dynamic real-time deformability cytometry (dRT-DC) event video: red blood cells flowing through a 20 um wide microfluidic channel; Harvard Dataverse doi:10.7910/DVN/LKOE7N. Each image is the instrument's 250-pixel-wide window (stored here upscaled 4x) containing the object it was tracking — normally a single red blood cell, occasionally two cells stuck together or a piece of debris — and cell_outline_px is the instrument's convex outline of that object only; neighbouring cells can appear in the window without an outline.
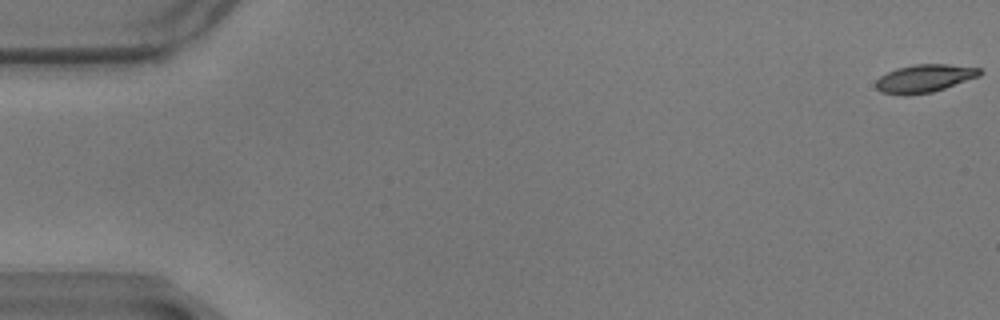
{"species": "common noctule bat (a hibernating species)", "species_latin": "Nyctalus noctula", "temperature_condition": "warm", "stored_images_in_passage": 19, "camera_frame_rate_fps": 3000, "um_per_image_px": 0.085, "animal": {"sex": "male", "body_mass_g": 17.9}, "frame": {"image": 1, "passage_image": 1, "time_ms": 0.0, "image_size_px": [1000, 320], "cell_outline_px": [[984, 72], [980, 76], [932, 92], [908, 96], [904, 96], [880, 92], [876, 88], [876, 80], [880, 76], [896, 68], [912, 64], [948, 64], [980, 68]], "centroid_in_image_um": [78.57, 6.67], "position_along_channel_um": 6.4, "area_um2": 17.11}}
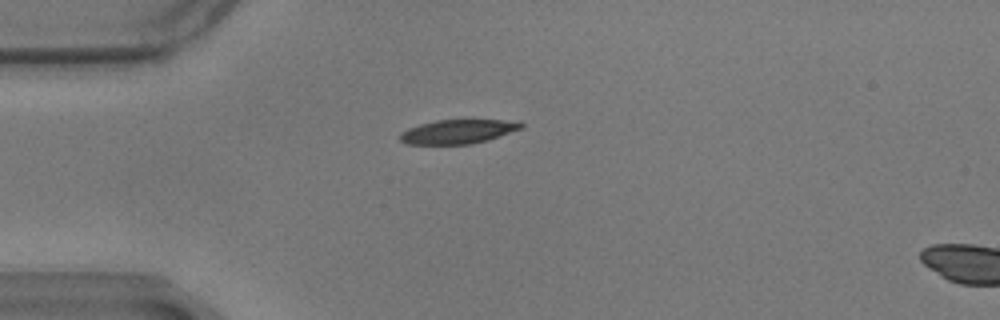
{"frame": {"image": 2, "passage_image": 16, "time_ms": 5.0, "image_size_px": [1000, 320], "cell_outline_px": [[524, 128], [488, 140], [468, 144], [408, 144], [400, 140], [400, 132], [408, 128], [420, 124], [436, 120], [500, 120], [524, 124]], "centroid_in_image_um": [38.9, 11.19], "position_along_channel_um": 46.1, "area_um2": 16.82}}